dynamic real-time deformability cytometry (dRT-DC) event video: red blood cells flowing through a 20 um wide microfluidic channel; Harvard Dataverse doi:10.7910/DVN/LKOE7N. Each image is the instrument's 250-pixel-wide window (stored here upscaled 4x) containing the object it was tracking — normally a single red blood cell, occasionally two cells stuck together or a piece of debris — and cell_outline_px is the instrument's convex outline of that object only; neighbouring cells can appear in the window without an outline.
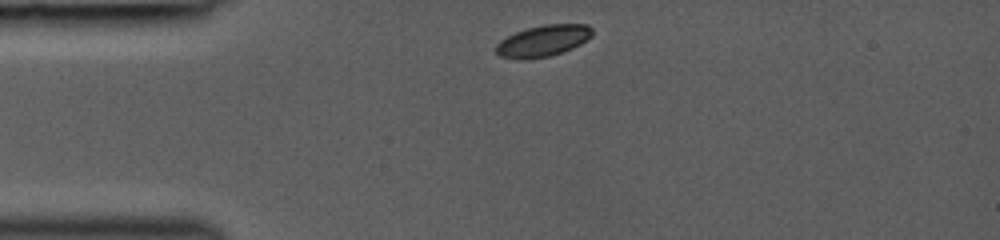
{"species": "common noctule bat (a hibernating species)", "species_latin": "Nyctalus noctula", "temperature_condition": "room temperature", "stored_images_in_passage": 28, "camera_frame_rate_fps": 3000, "um_per_image_px": 0.085, "animal": {"sex": "female", "body_mass_g": 19.0, "forearm_length_mm": 53.3}, "frame": {"image": 1, "passage_image": 1, "time_ms": 0.0, "image_size_px": [1000, 240], "cell_outline_px": [[592, 36], [588, 40], [572, 48], [552, 56], [520, 60], [516, 60], [500, 56], [496, 52], [496, 44], [500, 40], [516, 32], [528, 28], [544, 24], [588, 24], [592, 28]], "centroid_in_image_um": [46.17, 3.48], "position_along_channel_um": 38.8, "area_um2": 17.74}}
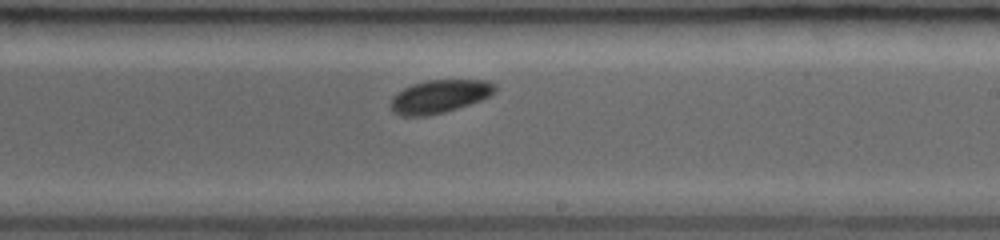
{"frame": {"image": 2, "passage_image": 16, "time_ms": 5.667, "image_size_px": [1000, 240], "cell_outline_px": [[496, 88], [488, 96], [480, 100], [444, 112], [424, 116], [404, 116], [392, 112], [392, 96], [404, 88], [412, 84], [428, 80], [488, 80], [496, 84]], "centroid_in_image_um": [37.34, 8.18], "position_along_channel_um": 251.7, "area_um2": 19.83}}
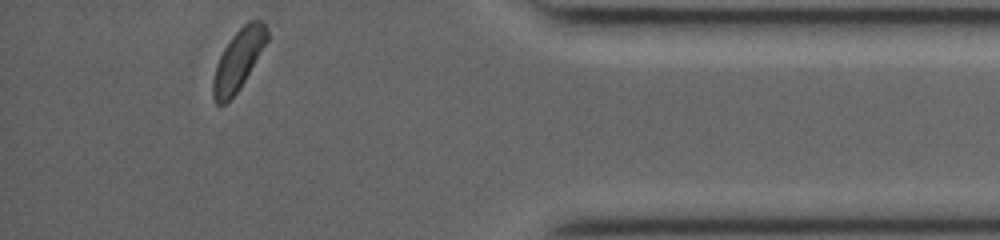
{"frame": {"image": 3, "passage_image": 28, "time_ms": 10.0, "image_size_px": [1000, 240], "cell_outline_px": [[268, 40], [240, 88], [224, 104], [216, 104], [212, 96], [212, 80], [216, 64], [224, 48], [232, 36], [248, 20], [264, 20], [268, 28]], "centroid_in_image_um": [20.26, 5.06], "position_along_channel_um": 414.9, "area_um2": 18.96}}